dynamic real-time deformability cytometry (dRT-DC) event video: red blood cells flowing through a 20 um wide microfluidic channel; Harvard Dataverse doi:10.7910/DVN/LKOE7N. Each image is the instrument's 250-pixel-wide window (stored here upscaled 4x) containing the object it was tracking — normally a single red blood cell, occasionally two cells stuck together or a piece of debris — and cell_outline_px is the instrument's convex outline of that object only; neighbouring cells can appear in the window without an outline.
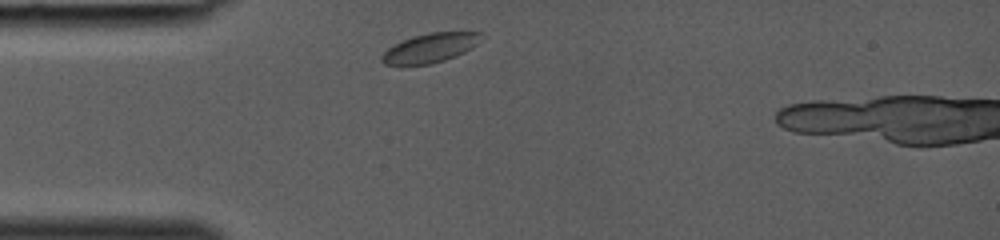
{"species": "common noctule bat (a hibernating species)", "species_latin": "Nyctalus noctula", "temperature_condition": "room temperature", "stored_images_in_passage": 15, "camera_frame_rate_fps": 3000, "um_per_image_px": 0.085, "animal": {"sex": "female", "body_mass_g": 19.0, "forearm_length_mm": 53.3}, "frame": {"image": 1, "passage_image": 2, "time_ms": 0.333, "image_size_px": [1000, 240], "cell_outline_px": [[484, 32], [476, 44], [464, 52], [456, 56], [432, 64], [384, 64], [380, 60], [380, 56], [392, 44], [412, 36], [428, 32]], "centroid_in_image_um": [36.53, 4.06], "position_along_channel_um": 48.5, "area_um2": 16.88}}
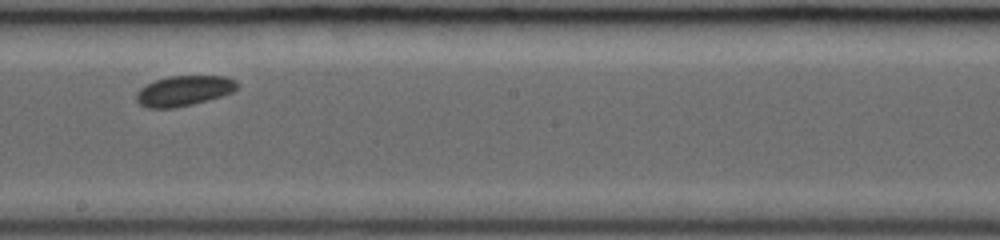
{"frame": {"image": 2, "passage_image": 9, "time_ms": 2.667, "image_size_px": [1000, 240], "cell_outline_px": [[240, 84], [232, 92], [208, 100], [192, 104], [172, 108], [148, 108], [140, 104], [136, 100], [136, 92], [140, 88], [156, 80], [168, 76], [224, 76], [236, 80]], "centroid_in_image_um": [15.63, 7.71], "position_along_channel_um": 232.6, "area_um2": 17.69}}
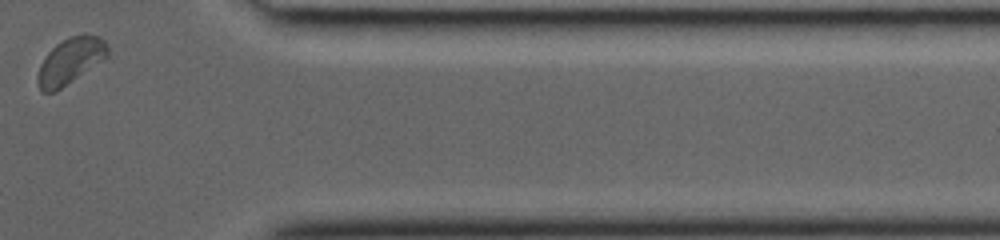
{"frame": {"image": 3, "passage_image": 15, "time_ms": 4.667, "image_size_px": [1000, 240], "cell_outline_px": [[108, 52], [100, 60], [56, 92], [40, 92], [36, 80], [36, 76], [40, 64], [48, 52], [56, 44], [72, 36], [84, 32], [100, 36], [104, 40], [108, 48]], "centroid_in_image_um": [5.92, 5.17], "position_along_channel_um": 405.5, "area_um2": 18.5}}